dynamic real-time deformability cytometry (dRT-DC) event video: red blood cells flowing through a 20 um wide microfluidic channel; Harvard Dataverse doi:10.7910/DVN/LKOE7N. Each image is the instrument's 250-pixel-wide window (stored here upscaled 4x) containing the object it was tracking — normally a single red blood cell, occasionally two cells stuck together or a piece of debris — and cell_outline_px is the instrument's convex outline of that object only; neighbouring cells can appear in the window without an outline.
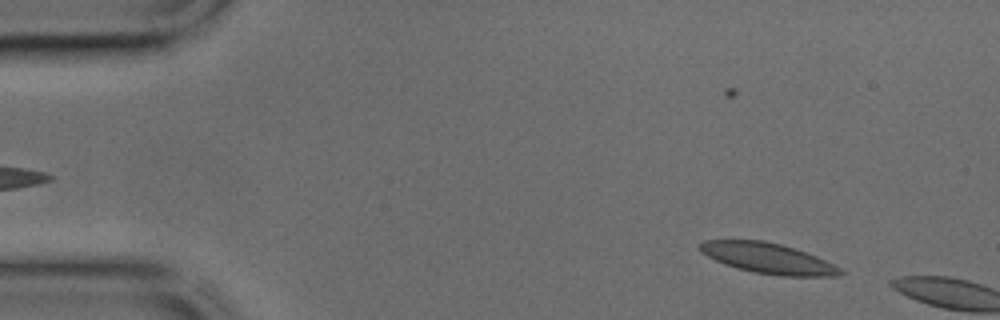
{"species": "common noctule bat (a hibernating species)", "species_latin": "Nyctalus noctula", "temperature_condition": "cold", "stored_images_in_passage": 9, "camera_frame_rate_fps": 3000, "um_per_image_px": 0.085, "animal": {"sex": "male", "body_mass_g": 17.9, "forearm_length_mm": 54.2}, "frame": {"image": 1, "passage_image": 4, "time_ms": 1.0, "image_size_px": [1000, 320], "cell_outline_px": [[844, 272], [840, 276], [784, 276], [752, 272], [736, 268], [724, 264], [700, 252], [700, 244], [704, 240], [764, 240], [780, 244], [816, 256], [840, 268]], "centroid_in_image_um": [65.26, 21.96], "position_along_channel_um": 19.7, "area_um2": 24.68}}